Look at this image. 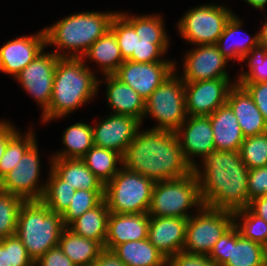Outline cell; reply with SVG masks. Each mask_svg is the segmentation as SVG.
I'll use <instances>...</instances> for the list:
<instances>
[{
  "mask_svg": "<svg viewBox=\"0 0 267 266\" xmlns=\"http://www.w3.org/2000/svg\"><path fill=\"white\" fill-rule=\"evenodd\" d=\"M204 170L193 167L204 206L236 212L249 206L248 173L239 151H212L203 157Z\"/></svg>",
  "mask_w": 267,
  "mask_h": 266,
  "instance_id": "cell-1",
  "label": "cell"
},
{
  "mask_svg": "<svg viewBox=\"0 0 267 266\" xmlns=\"http://www.w3.org/2000/svg\"><path fill=\"white\" fill-rule=\"evenodd\" d=\"M122 167L154 182L177 179L193 172L172 131L137 132L122 155Z\"/></svg>",
  "mask_w": 267,
  "mask_h": 266,
  "instance_id": "cell-2",
  "label": "cell"
},
{
  "mask_svg": "<svg viewBox=\"0 0 267 266\" xmlns=\"http://www.w3.org/2000/svg\"><path fill=\"white\" fill-rule=\"evenodd\" d=\"M83 62L79 57L58 58L50 104L41 116L44 122L69 115L97 93L100 82Z\"/></svg>",
  "mask_w": 267,
  "mask_h": 266,
  "instance_id": "cell-3",
  "label": "cell"
},
{
  "mask_svg": "<svg viewBox=\"0 0 267 266\" xmlns=\"http://www.w3.org/2000/svg\"><path fill=\"white\" fill-rule=\"evenodd\" d=\"M116 13L82 12L70 15L44 29L45 43L67 50L66 54L54 50L59 57L82 58L88 48L110 30ZM68 49L72 50V54L67 55L70 52Z\"/></svg>",
  "mask_w": 267,
  "mask_h": 266,
  "instance_id": "cell-4",
  "label": "cell"
},
{
  "mask_svg": "<svg viewBox=\"0 0 267 266\" xmlns=\"http://www.w3.org/2000/svg\"><path fill=\"white\" fill-rule=\"evenodd\" d=\"M65 228L60 214L52 212L41 200H29L24 201L20 208L16 236L35 262L59 244Z\"/></svg>",
  "mask_w": 267,
  "mask_h": 266,
  "instance_id": "cell-5",
  "label": "cell"
},
{
  "mask_svg": "<svg viewBox=\"0 0 267 266\" xmlns=\"http://www.w3.org/2000/svg\"><path fill=\"white\" fill-rule=\"evenodd\" d=\"M192 206H203L199 182L193 172L181 178L155 182L148 215L188 219L191 215L186 210Z\"/></svg>",
  "mask_w": 267,
  "mask_h": 266,
  "instance_id": "cell-6",
  "label": "cell"
},
{
  "mask_svg": "<svg viewBox=\"0 0 267 266\" xmlns=\"http://www.w3.org/2000/svg\"><path fill=\"white\" fill-rule=\"evenodd\" d=\"M155 182L125 168L105 184L104 200L112 213H148Z\"/></svg>",
  "mask_w": 267,
  "mask_h": 266,
  "instance_id": "cell-7",
  "label": "cell"
},
{
  "mask_svg": "<svg viewBox=\"0 0 267 266\" xmlns=\"http://www.w3.org/2000/svg\"><path fill=\"white\" fill-rule=\"evenodd\" d=\"M173 73L145 100V115L158 122L155 130L175 132L188 117L184 82Z\"/></svg>",
  "mask_w": 267,
  "mask_h": 266,
  "instance_id": "cell-8",
  "label": "cell"
},
{
  "mask_svg": "<svg viewBox=\"0 0 267 266\" xmlns=\"http://www.w3.org/2000/svg\"><path fill=\"white\" fill-rule=\"evenodd\" d=\"M199 214L187 220L183 251L208 256L216 242L234 224V214L202 206Z\"/></svg>",
  "mask_w": 267,
  "mask_h": 266,
  "instance_id": "cell-9",
  "label": "cell"
},
{
  "mask_svg": "<svg viewBox=\"0 0 267 266\" xmlns=\"http://www.w3.org/2000/svg\"><path fill=\"white\" fill-rule=\"evenodd\" d=\"M233 13L217 4L201 5L190 9L178 22L182 37L199 45L216 44Z\"/></svg>",
  "mask_w": 267,
  "mask_h": 266,
  "instance_id": "cell-10",
  "label": "cell"
},
{
  "mask_svg": "<svg viewBox=\"0 0 267 266\" xmlns=\"http://www.w3.org/2000/svg\"><path fill=\"white\" fill-rule=\"evenodd\" d=\"M208 257L218 266H267L261 244L243 238L235 224L223 233Z\"/></svg>",
  "mask_w": 267,
  "mask_h": 266,
  "instance_id": "cell-11",
  "label": "cell"
},
{
  "mask_svg": "<svg viewBox=\"0 0 267 266\" xmlns=\"http://www.w3.org/2000/svg\"><path fill=\"white\" fill-rule=\"evenodd\" d=\"M37 147L35 142L24 153L15 168L0 181L1 190L10 192L25 201L41 200L46 185L37 186L40 176V156Z\"/></svg>",
  "mask_w": 267,
  "mask_h": 266,
  "instance_id": "cell-12",
  "label": "cell"
},
{
  "mask_svg": "<svg viewBox=\"0 0 267 266\" xmlns=\"http://www.w3.org/2000/svg\"><path fill=\"white\" fill-rule=\"evenodd\" d=\"M174 72V62L136 63L125 60L113 75L146 100Z\"/></svg>",
  "mask_w": 267,
  "mask_h": 266,
  "instance_id": "cell-13",
  "label": "cell"
},
{
  "mask_svg": "<svg viewBox=\"0 0 267 266\" xmlns=\"http://www.w3.org/2000/svg\"><path fill=\"white\" fill-rule=\"evenodd\" d=\"M59 56L55 52H40L35 59L30 62L15 77L25 91L35 97V100L43 108V112L48 108L52 96L54 84L55 67Z\"/></svg>",
  "mask_w": 267,
  "mask_h": 266,
  "instance_id": "cell-14",
  "label": "cell"
},
{
  "mask_svg": "<svg viewBox=\"0 0 267 266\" xmlns=\"http://www.w3.org/2000/svg\"><path fill=\"white\" fill-rule=\"evenodd\" d=\"M229 78L184 82L186 111L189 116H210L226 104L233 86Z\"/></svg>",
  "mask_w": 267,
  "mask_h": 266,
  "instance_id": "cell-15",
  "label": "cell"
},
{
  "mask_svg": "<svg viewBox=\"0 0 267 266\" xmlns=\"http://www.w3.org/2000/svg\"><path fill=\"white\" fill-rule=\"evenodd\" d=\"M141 121L136 117L121 114H110L92 126L93 145L111 149L123 155L127 146L135 138Z\"/></svg>",
  "mask_w": 267,
  "mask_h": 266,
  "instance_id": "cell-16",
  "label": "cell"
},
{
  "mask_svg": "<svg viewBox=\"0 0 267 266\" xmlns=\"http://www.w3.org/2000/svg\"><path fill=\"white\" fill-rule=\"evenodd\" d=\"M228 60L219 51L216 44L199 45L185 56L183 82L229 78L225 71Z\"/></svg>",
  "mask_w": 267,
  "mask_h": 266,
  "instance_id": "cell-17",
  "label": "cell"
},
{
  "mask_svg": "<svg viewBox=\"0 0 267 266\" xmlns=\"http://www.w3.org/2000/svg\"><path fill=\"white\" fill-rule=\"evenodd\" d=\"M186 119L175 131V134L186 160L194 167L196 164L193 162L192 156L199 155L203 158L215 151L213 129L209 116L188 115Z\"/></svg>",
  "mask_w": 267,
  "mask_h": 266,
  "instance_id": "cell-18",
  "label": "cell"
},
{
  "mask_svg": "<svg viewBox=\"0 0 267 266\" xmlns=\"http://www.w3.org/2000/svg\"><path fill=\"white\" fill-rule=\"evenodd\" d=\"M46 46L44 29L32 36H21L0 48V71L16 77Z\"/></svg>",
  "mask_w": 267,
  "mask_h": 266,
  "instance_id": "cell-19",
  "label": "cell"
},
{
  "mask_svg": "<svg viewBox=\"0 0 267 266\" xmlns=\"http://www.w3.org/2000/svg\"><path fill=\"white\" fill-rule=\"evenodd\" d=\"M187 220L180 217H150L148 240L166 259L183 251Z\"/></svg>",
  "mask_w": 267,
  "mask_h": 266,
  "instance_id": "cell-20",
  "label": "cell"
},
{
  "mask_svg": "<svg viewBox=\"0 0 267 266\" xmlns=\"http://www.w3.org/2000/svg\"><path fill=\"white\" fill-rule=\"evenodd\" d=\"M148 213L120 214L110 212L104 249L112 251L125 242L148 238Z\"/></svg>",
  "mask_w": 267,
  "mask_h": 266,
  "instance_id": "cell-21",
  "label": "cell"
},
{
  "mask_svg": "<svg viewBox=\"0 0 267 266\" xmlns=\"http://www.w3.org/2000/svg\"><path fill=\"white\" fill-rule=\"evenodd\" d=\"M237 117L244 137L267 132V122L254 103L248 91L239 83H233L229 90L227 102Z\"/></svg>",
  "mask_w": 267,
  "mask_h": 266,
  "instance_id": "cell-22",
  "label": "cell"
},
{
  "mask_svg": "<svg viewBox=\"0 0 267 266\" xmlns=\"http://www.w3.org/2000/svg\"><path fill=\"white\" fill-rule=\"evenodd\" d=\"M216 151H239L244 140L237 117L226 103L209 116Z\"/></svg>",
  "mask_w": 267,
  "mask_h": 266,
  "instance_id": "cell-23",
  "label": "cell"
},
{
  "mask_svg": "<svg viewBox=\"0 0 267 266\" xmlns=\"http://www.w3.org/2000/svg\"><path fill=\"white\" fill-rule=\"evenodd\" d=\"M106 97L113 114L129 115L143 121L145 99L134 89L121 82L114 75H106Z\"/></svg>",
  "mask_w": 267,
  "mask_h": 266,
  "instance_id": "cell-24",
  "label": "cell"
},
{
  "mask_svg": "<svg viewBox=\"0 0 267 266\" xmlns=\"http://www.w3.org/2000/svg\"><path fill=\"white\" fill-rule=\"evenodd\" d=\"M50 167L62 180L76 190L104 191L105 185L86 166L82 159L52 158Z\"/></svg>",
  "mask_w": 267,
  "mask_h": 266,
  "instance_id": "cell-25",
  "label": "cell"
},
{
  "mask_svg": "<svg viewBox=\"0 0 267 266\" xmlns=\"http://www.w3.org/2000/svg\"><path fill=\"white\" fill-rule=\"evenodd\" d=\"M58 246L76 266H90L105 250L99 243L79 236L66 227Z\"/></svg>",
  "mask_w": 267,
  "mask_h": 266,
  "instance_id": "cell-26",
  "label": "cell"
},
{
  "mask_svg": "<svg viewBox=\"0 0 267 266\" xmlns=\"http://www.w3.org/2000/svg\"><path fill=\"white\" fill-rule=\"evenodd\" d=\"M112 252L126 266H166L167 259L147 239L117 245Z\"/></svg>",
  "mask_w": 267,
  "mask_h": 266,
  "instance_id": "cell-27",
  "label": "cell"
},
{
  "mask_svg": "<svg viewBox=\"0 0 267 266\" xmlns=\"http://www.w3.org/2000/svg\"><path fill=\"white\" fill-rule=\"evenodd\" d=\"M109 215L110 211L103 200L98 206L75 219L68 228L79 236L99 242L104 247Z\"/></svg>",
  "mask_w": 267,
  "mask_h": 266,
  "instance_id": "cell-28",
  "label": "cell"
},
{
  "mask_svg": "<svg viewBox=\"0 0 267 266\" xmlns=\"http://www.w3.org/2000/svg\"><path fill=\"white\" fill-rule=\"evenodd\" d=\"M87 57L98 63L104 75H113L125 61L121 55L117 39L111 30L97 39L85 52L82 58Z\"/></svg>",
  "mask_w": 267,
  "mask_h": 266,
  "instance_id": "cell-29",
  "label": "cell"
},
{
  "mask_svg": "<svg viewBox=\"0 0 267 266\" xmlns=\"http://www.w3.org/2000/svg\"><path fill=\"white\" fill-rule=\"evenodd\" d=\"M63 144L66 149L56 153L52 158L58 159H81L93 145V129L87 123H75L65 129Z\"/></svg>",
  "mask_w": 267,
  "mask_h": 266,
  "instance_id": "cell-30",
  "label": "cell"
},
{
  "mask_svg": "<svg viewBox=\"0 0 267 266\" xmlns=\"http://www.w3.org/2000/svg\"><path fill=\"white\" fill-rule=\"evenodd\" d=\"M81 159L104 185L119 172L120 168L116 164L122 163L121 154L97 146L90 148Z\"/></svg>",
  "mask_w": 267,
  "mask_h": 266,
  "instance_id": "cell-31",
  "label": "cell"
},
{
  "mask_svg": "<svg viewBox=\"0 0 267 266\" xmlns=\"http://www.w3.org/2000/svg\"><path fill=\"white\" fill-rule=\"evenodd\" d=\"M241 23L242 22H240L236 14H233L226 23L223 33L218 38V41L216 43L219 51L227 60L233 59L239 60L241 62L243 57L248 54L252 48H255L259 45L258 33L249 40L245 39L246 42L244 43L235 42L234 44H231V46L228 45V41L231 42V40L240 33V27H242Z\"/></svg>",
  "mask_w": 267,
  "mask_h": 266,
  "instance_id": "cell-32",
  "label": "cell"
},
{
  "mask_svg": "<svg viewBox=\"0 0 267 266\" xmlns=\"http://www.w3.org/2000/svg\"><path fill=\"white\" fill-rule=\"evenodd\" d=\"M49 175L41 201L52 212L62 215L70 205L76 189L68 185L52 169Z\"/></svg>",
  "mask_w": 267,
  "mask_h": 266,
  "instance_id": "cell-33",
  "label": "cell"
},
{
  "mask_svg": "<svg viewBox=\"0 0 267 266\" xmlns=\"http://www.w3.org/2000/svg\"><path fill=\"white\" fill-rule=\"evenodd\" d=\"M134 28L140 40L152 41L153 44H169L162 17L157 15L128 16L120 13Z\"/></svg>",
  "mask_w": 267,
  "mask_h": 266,
  "instance_id": "cell-34",
  "label": "cell"
},
{
  "mask_svg": "<svg viewBox=\"0 0 267 266\" xmlns=\"http://www.w3.org/2000/svg\"><path fill=\"white\" fill-rule=\"evenodd\" d=\"M24 201L0 189V239L16 234L18 215Z\"/></svg>",
  "mask_w": 267,
  "mask_h": 266,
  "instance_id": "cell-35",
  "label": "cell"
},
{
  "mask_svg": "<svg viewBox=\"0 0 267 266\" xmlns=\"http://www.w3.org/2000/svg\"><path fill=\"white\" fill-rule=\"evenodd\" d=\"M24 137L19 131L9 140L6 150L0 159V181L15 168L24 153L36 142L32 131Z\"/></svg>",
  "mask_w": 267,
  "mask_h": 266,
  "instance_id": "cell-36",
  "label": "cell"
},
{
  "mask_svg": "<svg viewBox=\"0 0 267 266\" xmlns=\"http://www.w3.org/2000/svg\"><path fill=\"white\" fill-rule=\"evenodd\" d=\"M239 152L249 170L267 166V132L245 137Z\"/></svg>",
  "mask_w": 267,
  "mask_h": 266,
  "instance_id": "cell-37",
  "label": "cell"
},
{
  "mask_svg": "<svg viewBox=\"0 0 267 266\" xmlns=\"http://www.w3.org/2000/svg\"><path fill=\"white\" fill-rule=\"evenodd\" d=\"M104 200V191L76 190L67 210L61 215L64 225L68 227L86 211L98 206Z\"/></svg>",
  "mask_w": 267,
  "mask_h": 266,
  "instance_id": "cell-38",
  "label": "cell"
},
{
  "mask_svg": "<svg viewBox=\"0 0 267 266\" xmlns=\"http://www.w3.org/2000/svg\"><path fill=\"white\" fill-rule=\"evenodd\" d=\"M233 214L234 224L240 235L243 238L262 244L267 236V222L258 215L254 214L248 207L238 210ZM239 219L243 220L241 224L238 222ZM236 220L238 221L236 222Z\"/></svg>",
  "mask_w": 267,
  "mask_h": 266,
  "instance_id": "cell-39",
  "label": "cell"
},
{
  "mask_svg": "<svg viewBox=\"0 0 267 266\" xmlns=\"http://www.w3.org/2000/svg\"><path fill=\"white\" fill-rule=\"evenodd\" d=\"M110 30L114 33L120 52L124 60L132 54H137L138 35L135 28L120 14L116 13L110 25Z\"/></svg>",
  "mask_w": 267,
  "mask_h": 266,
  "instance_id": "cell-40",
  "label": "cell"
},
{
  "mask_svg": "<svg viewBox=\"0 0 267 266\" xmlns=\"http://www.w3.org/2000/svg\"><path fill=\"white\" fill-rule=\"evenodd\" d=\"M251 54V56H250ZM249 59V72H242L237 83L267 82V50L261 46L252 48L242 61Z\"/></svg>",
  "mask_w": 267,
  "mask_h": 266,
  "instance_id": "cell-41",
  "label": "cell"
},
{
  "mask_svg": "<svg viewBox=\"0 0 267 266\" xmlns=\"http://www.w3.org/2000/svg\"><path fill=\"white\" fill-rule=\"evenodd\" d=\"M167 48L168 44H153L152 41L140 40L138 36L137 54H132L127 60L136 63L171 62L159 59Z\"/></svg>",
  "mask_w": 267,
  "mask_h": 266,
  "instance_id": "cell-42",
  "label": "cell"
},
{
  "mask_svg": "<svg viewBox=\"0 0 267 266\" xmlns=\"http://www.w3.org/2000/svg\"><path fill=\"white\" fill-rule=\"evenodd\" d=\"M0 242L9 248L10 266H34L33 260L28 256L22 241L15 235L0 239Z\"/></svg>",
  "mask_w": 267,
  "mask_h": 266,
  "instance_id": "cell-43",
  "label": "cell"
},
{
  "mask_svg": "<svg viewBox=\"0 0 267 266\" xmlns=\"http://www.w3.org/2000/svg\"><path fill=\"white\" fill-rule=\"evenodd\" d=\"M267 195V166L250 169L248 173V200Z\"/></svg>",
  "mask_w": 267,
  "mask_h": 266,
  "instance_id": "cell-44",
  "label": "cell"
},
{
  "mask_svg": "<svg viewBox=\"0 0 267 266\" xmlns=\"http://www.w3.org/2000/svg\"><path fill=\"white\" fill-rule=\"evenodd\" d=\"M166 266H218L208 256L191 254L184 251L167 259Z\"/></svg>",
  "mask_w": 267,
  "mask_h": 266,
  "instance_id": "cell-45",
  "label": "cell"
},
{
  "mask_svg": "<svg viewBox=\"0 0 267 266\" xmlns=\"http://www.w3.org/2000/svg\"><path fill=\"white\" fill-rule=\"evenodd\" d=\"M239 84L251 95L264 120L267 122V82Z\"/></svg>",
  "mask_w": 267,
  "mask_h": 266,
  "instance_id": "cell-46",
  "label": "cell"
},
{
  "mask_svg": "<svg viewBox=\"0 0 267 266\" xmlns=\"http://www.w3.org/2000/svg\"><path fill=\"white\" fill-rule=\"evenodd\" d=\"M34 266H76L57 245L49 249L37 261Z\"/></svg>",
  "mask_w": 267,
  "mask_h": 266,
  "instance_id": "cell-47",
  "label": "cell"
},
{
  "mask_svg": "<svg viewBox=\"0 0 267 266\" xmlns=\"http://www.w3.org/2000/svg\"><path fill=\"white\" fill-rule=\"evenodd\" d=\"M17 130L9 122L0 121V159L2 158L9 140Z\"/></svg>",
  "mask_w": 267,
  "mask_h": 266,
  "instance_id": "cell-48",
  "label": "cell"
},
{
  "mask_svg": "<svg viewBox=\"0 0 267 266\" xmlns=\"http://www.w3.org/2000/svg\"><path fill=\"white\" fill-rule=\"evenodd\" d=\"M90 266H126L112 251L104 250Z\"/></svg>",
  "mask_w": 267,
  "mask_h": 266,
  "instance_id": "cell-49",
  "label": "cell"
},
{
  "mask_svg": "<svg viewBox=\"0 0 267 266\" xmlns=\"http://www.w3.org/2000/svg\"><path fill=\"white\" fill-rule=\"evenodd\" d=\"M248 208L267 222V195L251 200Z\"/></svg>",
  "mask_w": 267,
  "mask_h": 266,
  "instance_id": "cell-50",
  "label": "cell"
},
{
  "mask_svg": "<svg viewBox=\"0 0 267 266\" xmlns=\"http://www.w3.org/2000/svg\"><path fill=\"white\" fill-rule=\"evenodd\" d=\"M0 266H10L9 248L0 242Z\"/></svg>",
  "mask_w": 267,
  "mask_h": 266,
  "instance_id": "cell-51",
  "label": "cell"
},
{
  "mask_svg": "<svg viewBox=\"0 0 267 266\" xmlns=\"http://www.w3.org/2000/svg\"><path fill=\"white\" fill-rule=\"evenodd\" d=\"M259 46L267 50V22L263 24L262 29L258 33Z\"/></svg>",
  "mask_w": 267,
  "mask_h": 266,
  "instance_id": "cell-52",
  "label": "cell"
},
{
  "mask_svg": "<svg viewBox=\"0 0 267 266\" xmlns=\"http://www.w3.org/2000/svg\"><path fill=\"white\" fill-rule=\"evenodd\" d=\"M248 2L251 6L258 9H264V5L267 3V0H244Z\"/></svg>",
  "mask_w": 267,
  "mask_h": 266,
  "instance_id": "cell-53",
  "label": "cell"
},
{
  "mask_svg": "<svg viewBox=\"0 0 267 266\" xmlns=\"http://www.w3.org/2000/svg\"><path fill=\"white\" fill-rule=\"evenodd\" d=\"M261 247H262L263 256H264L265 260L267 261V236L264 239V241L262 242Z\"/></svg>",
  "mask_w": 267,
  "mask_h": 266,
  "instance_id": "cell-54",
  "label": "cell"
}]
</instances>
